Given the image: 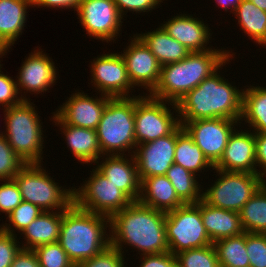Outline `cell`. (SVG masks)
Wrapping results in <instances>:
<instances>
[{"label": "cell", "mask_w": 266, "mask_h": 267, "mask_svg": "<svg viewBox=\"0 0 266 267\" xmlns=\"http://www.w3.org/2000/svg\"><path fill=\"white\" fill-rule=\"evenodd\" d=\"M5 55H6V50L2 46H0V58H2ZM0 64H1V60H0Z\"/></svg>", "instance_id": "50"}, {"label": "cell", "mask_w": 266, "mask_h": 267, "mask_svg": "<svg viewBox=\"0 0 266 267\" xmlns=\"http://www.w3.org/2000/svg\"><path fill=\"white\" fill-rule=\"evenodd\" d=\"M80 0H31L32 7H50V8H62L69 9L73 8L74 11L77 9Z\"/></svg>", "instance_id": "47"}, {"label": "cell", "mask_w": 266, "mask_h": 267, "mask_svg": "<svg viewBox=\"0 0 266 267\" xmlns=\"http://www.w3.org/2000/svg\"><path fill=\"white\" fill-rule=\"evenodd\" d=\"M256 146V173L266 177V133H254ZM257 166L261 169H257ZM263 169V170H262Z\"/></svg>", "instance_id": "45"}, {"label": "cell", "mask_w": 266, "mask_h": 267, "mask_svg": "<svg viewBox=\"0 0 266 267\" xmlns=\"http://www.w3.org/2000/svg\"><path fill=\"white\" fill-rule=\"evenodd\" d=\"M243 89L240 121L248 123L254 133H266V86H247Z\"/></svg>", "instance_id": "29"}, {"label": "cell", "mask_w": 266, "mask_h": 267, "mask_svg": "<svg viewBox=\"0 0 266 267\" xmlns=\"http://www.w3.org/2000/svg\"><path fill=\"white\" fill-rule=\"evenodd\" d=\"M106 155L104 160L95 164L96 169L104 175L109 182L117 186L132 201H138L141 193V180L135 156Z\"/></svg>", "instance_id": "20"}, {"label": "cell", "mask_w": 266, "mask_h": 267, "mask_svg": "<svg viewBox=\"0 0 266 267\" xmlns=\"http://www.w3.org/2000/svg\"><path fill=\"white\" fill-rule=\"evenodd\" d=\"M246 252L250 267H266V234L246 233Z\"/></svg>", "instance_id": "39"}, {"label": "cell", "mask_w": 266, "mask_h": 267, "mask_svg": "<svg viewBox=\"0 0 266 267\" xmlns=\"http://www.w3.org/2000/svg\"><path fill=\"white\" fill-rule=\"evenodd\" d=\"M136 35L146 44L161 66L185 59L191 52L160 27L152 32Z\"/></svg>", "instance_id": "27"}, {"label": "cell", "mask_w": 266, "mask_h": 267, "mask_svg": "<svg viewBox=\"0 0 266 267\" xmlns=\"http://www.w3.org/2000/svg\"><path fill=\"white\" fill-rule=\"evenodd\" d=\"M134 112L135 96L133 94L128 98H111L107 102L96 129L103 157L125 155L126 151L134 155L137 147Z\"/></svg>", "instance_id": "6"}, {"label": "cell", "mask_w": 266, "mask_h": 267, "mask_svg": "<svg viewBox=\"0 0 266 267\" xmlns=\"http://www.w3.org/2000/svg\"><path fill=\"white\" fill-rule=\"evenodd\" d=\"M124 259V254L119 249L109 245L98 255L78 263L76 267H126Z\"/></svg>", "instance_id": "38"}, {"label": "cell", "mask_w": 266, "mask_h": 267, "mask_svg": "<svg viewBox=\"0 0 266 267\" xmlns=\"http://www.w3.org/2000/svg\"><path fill=\"white\" fill-rule=\"evenodd\" d=\"M0 185V212L8 216L23 201L14 179L2 180Z\"/></svg>", "instance_id": "40"}, {"label": "cell", "mask_w": 266, "mask_h": 267, "mask_svg": "<svg viewBox=\"0 0 266 267\" xmlns=\"http://www.w3.org/2000/svg\"><path fill=\"white\" fill-rule=\"evenodd\" d=\"M215 1L219 4V6H221L220 8H222L226 12L229 9H231L230 13L231 12L234 13L235 9L241 2V0H215Z\"/></svg>", "instance_id": "48"}, {"label": "cell", "mask_w": 266, "mask_h": 267, "mask_svg": "<svg viewBox=\"0 0 266 267\" xmlns=\"http://www.w3.org/2000/svg\"><path fill=\"white\" fill-rule=\"evenodd\" d=\"M10 267H40L33 250L21 249Z\"/></svg>", "instance_id": "46"}, {"label": "cell", "mask_w": 266, "mask_h": 267, "mask_svg": "<svg viewBox=\"0 0 266 267\" xmlns=\"http://www.w3.org/2000/svg\"><path fill=\"white\" fill-rule=\"evenodd\" d=\"M246 233L266 234V182L239 211Z\"/></svg>", "instance_id": "31"}, {"label": "cell", "mask_w": 266, "mask_h": 267, "mask_svg": "<svg viewBox=\"0 0 266 267\" xmlns=\"http://www.w3.org/2000/svg\"><path fill=\"white\" fill-rule=\"evenodd\" d=\"M176 141L177 128L169 135L137 145L134 156L141 181L151 176L166 175L174 163Z\"/></svg>", "instance_id": "16"}, {"label": "cell", "mask_w": 266, "mask_h": 267, "mask_svg": "<svg viewBox=\"0 0 266 267\" xmlns=\"http://www.w3.org/2000/svg\"><path fill=\"white\" fill-rule=\"evenodd\" d=\"M90 172L91 175L84 184L73 189L74 203L79 208L111 217L133 202L96 168Z\"/></svg>", "instance_id": "11"}, {"label": "cell", "mask_w": 266, "mask_h": 267, "mask_svg": "<svg viewBox=\"0 0 266 267\" xmlns=\"http://www.w3.org/2000/svg\"><path fill=\"white\" fill-rule=\"evenodd\" d=\"M76 11L88 36L96 40L115 41L122 31L123 17L113 0H80Z\"/></svg>", "instance_id": "12"}, {"label": "cell", "mask_w": 266, "mask_h": 267, "mask_svg": "<svg viewBox=\"0 0 266 267\" xmlns=\"http://www.w3.org/2000/svg\"><path fill=\"white\" fill-rule=\"evenodd\" d=\"M177 267H220L214 244L175 254Z\"/></svg>", "instance_id": "34"}, {"label": "cell", "mask_w": 266, "mask_h": 267, "mask_svg": "<svg viewBox=\"0 0 266 267\" xmlns=\"http://www.w3.org/2000/svg\"><path fill=\"white\" fill-rule=\"evenodd\" d=\"M256 7L266 11V0H250Z\"/></svg>", "instance_id": "49"}, {"label": "cell", "mask_w": 266, "mask_h": 267, "mask_svg": "<svg viewBox=\"0 0 266 267\" xmlns=\"http://www.w3.org/2000/svg\"><path fill=\"white\" fill-rule=\"evenodd\" d=\"M165 221V212L133 201L110 217V245L123 254L127 244L141 255L169 252Z\"/></svg>", "instance_id": "1"}, {"label": "cell", "mask_w": 266, "mask_h": 267, "mask_svg": "<svg viewBox=\"0 0 266 267\" xmlns=\"http://www.w3.org/2000/svg\"><path fill=\"white\" fill-rule=\"evenodd\" d=\"M133 37L121 56L132 85L142 86L150 93L158 83L161 65L146 44L137 35Z\"/></svg>", "instance_id": "15"}, {"label": "cell", "mask_w": 266, "mask_h": 267, "mask_svg": "<svg viewBox=\"0 0 266 267\" xmlns=\"http://www.w3.org/2000/svg\"><path fill=\"white\" fill-rule=\"evenodd\" d=\"M117 6L120 15L125 16L128 11L135 13H144L152 11L159 7L163 0H113ZM159 4V5H158ZM127 12V13H126ZM125 14V15H124Z\"/></svg>", "instance_id": "43"}, {"label": "cell", "mask_w": 266, "mask_h": 267, "mask_svg": "<svg viewBox=\"0 0 266 267\" xmlns=\"http://www.w3.org/2000/svg\"><path fill=\"white\" fill-rule=\"evenodd\" d=\"M1 68L2 65L0 64V105L6 109L20 104L23 100H30L22 94L21 97H18L19 92L16 80L12 79V77H9L7 74H4Z\"/></svg>", "instance_id": "41"}, {"label": "cell", "mask_w": 266, "mask_h": 267, "mask_svg": "<svg viewBox=\"0 0 266 267\" xmlns=\"http://www.w3.org/2000/svg\"><path fill=\"white\" fill-rule=\"evenodd\" d=\"M174 163L194 174L196 173V176L202 170L214 169V166L204 156L202 150L194 143L193 138L181 124L177 127Z\"/></svg>", "instance_id": "28"}, {"label": "cell", "mask_w": 266, "mask_h": 267, "mask_svg": "<svg viewBox=\"0 0 266 267\" xmlns=\"http://www.w3.org/2000/svg\"><path fill=\"white\" fill-rule=\"evenodd\" d=\"M16 235L0 228V267H10L16 255L22 249Z\"/></svg>", "instance_id": "42"}, {"label": "cell", "mask_w": 266, "mask_h": 267, "mask_svg": "<svg viewBox=\"0 0 266 267\" xmlns=\"http://www.w3.org/2000/svg\"><path fill=\"white\" fill-rule=\"evenodd\" d=\"M33 105L30 100H23L18 105L4 109L6 132L3 131L2 134L23 162L41 164L44 148L43 123Z\"/></svg>", "instance_id": "5"}, {"label": "cell", "mask_w": 266, "mask_h": 267, "mask_svg": "<svg viewBox=\"0 0 266 267\" xmlns=\"http://www.w3.org/2000/svg\"><path fill=\"white\" fill-rule=\"evenodd\" d=\"M165 227L169 252L173 255L213 244L203 224L199 201L186 203L167 212Z\"/></svg>", "instance_id": "9"}, {"label": "cell", "mask_w": 266, "mask_h": 267, "mask_svg": "<svg viewBox=\"0 0 266 267\" xmlns=\"http://www.w3.org/2000/svg\"><path fill=\"white\" fill-rule=\"evenodd\" d=\"M55 125L60 126L66 136L67 147L76 159L83 164L96 163L102 157L96 130L76 127L62 123L54 114L51 118Z\"/></svg>", "instance_id": "22"}, {"label": "cell", "mask_w": 266, "mask_h": 267, "mask_svg": "<svg viewBox=\"0 0 266 267\" xmlns=\"http://www.w3.org/2000/svg\"><path fill=\"white\" fill-rule=\"evenodd\" d=\"M62 212L45 211L39 215L20 234L24 235L22 249L34 250L36 247L57 242L60 235Z\"/></svg>", "instance_id": "26"}, {"label": "cell", "mask_w": 266, "mask_h": 267, "mask_svg": "<svg viewBox=\"0 0 266 267\" xmlns=\"http://www.w3.org/2000/svg\"><path fill=\"white\" fill-rule=\"evenodd\" d=\"M230 53L232 51L218 48L205 52H191L179 62L161 66L158 83L148 95L155 99L177 103L205 78L233 60L231 59L233 54Z\"/></svg>", "instance_id": "3"}, {"label": "cell", "mask_w": 266, "mask_h": 267, "mask_svg": "<svg viewBox=\"0 0 266 267\" xmlns=\"http://www.w3.org/2000/svg\"><path fill=\"white\" fill-rule=\"evenodd\" d=\"M90 65L91 83L102 95L111 98L131 97L128 93H130V90H134L133 88L135 87L129 80L121 54H102V56L94 58Z\"/></svg>", "instance_id": "14"}, {"label": "cell", "mask_w": 266, "mask_h": 267, "mask_svg": "<svg viewBox=\"0 0 266 267\" xmlns=\"http://www.w3.org/2000/svg\"><path fill=\"white\" fill-rule=\"evenodd\" d=\"M219 72V73H218ZM243 89L232 86L220 71L205 78L197 87L187 92L176 106L171 107L180 115V121L225 118L241 120Z\"/></svg>", "instance_id": "2"}, {"label": "cell", "mask_w": 266, "mask_h": 267, "mask_svg": "<svg viewBox=\"0 0 266 267\" xmlns=\"http://www.w3.org/2000/svg\"><path fill=\"white\" fill-rule=\"evenodd\" d=\"M140 203L162 212H170L184 205L166 175L144 178L141 181Z\"/></svg>", "instance_id": "24"}, {"label": "cell", "mask_w": 266, "mask_h": 267, "mask_svg": "<svg viewBox=\"0 0 266 267\" xmlns=\"http://www.w3.org/2000/svg\"><path fill=\"white\" fill-rule=\"evenodd\" d=\"M233 14L245 35L257 45L266 47V11L256 7L250 0H241Z\"/></svg>", "instance_id": "30"}, {"label": "cell", "mask_w": 266, "mask_h": 267, "mask_svg": "<svg viewBox=\"0 0 266 267\" xmlns=\"http://www.w3.org/2000/svg\"><path fill=\"white\" fill-rule=\"evenodd\" d=\"M140 257L139 267H177L176 257L171 252L146 254Z\"/></svg>", "instance_id": "44"}, {"label": "cell", "mask_w": 266, "mask_h": 267, "mask_svg": "<svg viewBox=\"0 0 266 267\" xmlns=\"http://www.w3.org/2000/svg\"><path fill=\"white\" fill-rule=\"evenodd\" d=\"M70 96L53 114L62 123L96 130L111 97L101 94V97L99 95V98H93L80 91H75Z\"/></svg>", "instance_id": "17"}, {"label": "cell", "mask_w": 266, "mask_h": 267, "mask_svg": "<svg viewBox=\"0 0 266 267\" xmlns=\"http://www.w3.org/2000/svg\"><path fill=\"white\" fill-rule=\"evenodd\" d=\"M189 14H180L168 19L162 28L172 38L184 45L190 52H205L212 49L207 47L211 35L209 25Z\"/></svg>", "instance_id": "21"}, {"label": "cell", "mask_w": 266, "mask_h": 267, "mask_svg": "<svg viewBox=\"0 0 266 267\" xmlns=\"http://www.w3.org/2000/svg\"><path fill=\"white\" fill-rule=\"evenodd\" d=\"M246 131V132H245ZM214 169L229 172L256 173L255 135L247 131L234 128L220 160Z\"/></svg>", "instance_id": "18"}, {"label": "cell", "mask_w": 266, "mask_h": 267, "mask_svg": "<svg viewBox=\"0 0 266 267\" xmlns=\"http://www.w3.org/2000/svg\"><path fill=\"white\" fill-rule=\"evenodd\" d=\"M242 123L225 118L180 121V124L214 166L222 157L233 128Z\"/></svg>", "instance_id": "13"}, {"label": "cell", "mask_w": 266, "mask_h": 267, "mask_svg": "<svg viewBox=\"0 0 266 267\" xmlns=\"http://www.w3.org/2000/svg\"><path fill=\"white\" fill-rule=\"evenodd\" d=\"M199 209L212 243L244 232L239 212L210 206L202 199L199 200Z\"/></svg>", "instance_id": "23"}, {"label": "cell", "mask_w": 266, "mask_h": 267, "mask_svg": "<svg viewBox=\"0 0 266 267\" xmlns=\"http://www.w3.org/2000/svg\"><path fill=\"white\" fill-rule=\"evenodd\" d=\"M215 170L219 176L202 191V200L210 206L239 212L266 182L260 174Z\"/></svg>", "instance_id": "8"}, {"label": "cell", "mask_w": 266, "mask_h": 267, "mask_svg": "<svg viewBox=\"0 0 266 267\" xmlns=\"http://www.w3.org/2000/svg\"><path fill=\"white\" fill-rule=\"evenodd\" d=\"M108 227L110 217L81 209L73 202L62 211L58 242L76 266L110 245Z\"/></svg>", "instance_id": "4"}, {"label": "cell", "mask_w": 266, "mask_h": 267, "mask_svg": "<svg viewBox=\"0 0 266 267\" xmlns=\"http://www.w3.org/2000/svg\"><path fill=\"white\" fill-rule=\"evenodd\" d=\"M42 213L43 211L35 204L22 201L20 205H18L7 216L8 219L7 221L9 222V224L8 223H5V225L2 224L0 225V228L7 233L17 236V234H15L16 230H18V232L21 233L27 226H29V224L32 221H34Z\"/></svg>", "instance_id": "35"}, {"label": "cell", "mask_w": 266, "mask_h": 267, "mask_svg": "<svg viewBox=\"0 0 266 267\" xmlns=\"http://www.w3.org/2000/svg\"><path fill=\"white\" fill-rule=\"evenodd\" d=\"M220 267H250L246 252V232L213 243Z\"/></svg>", "instance_id": "32"}, {"label": "cell", "mask_w": 266, "mask_h": 267, "mask_svg": "<svg viewBox=\"0 0 266 267\" xmlns=\"http://www.w3.org/2000/svg\"><path fill=\"white\" fill-rule=\"evenodd\" d=\"M166 177L174 187L178 197L186 203H197L202 199V190L197 181L196 174L182 166L173 163L167 170Z\"/></svg>", "instance_id": "33"}, {"label": "cell", "mask_w": 266, "mask_h": 267, "mask_svg": "<svg viewBox=\"0 0 266 267\" xmlns=\"http://www.w3.org/2000/svg\"><path fill=\"white\" fill-rule=\"evenodd\" d=\"M41 165L26 164L13 178L22 200L35 204L43 212H62L74 202V187L64 189L59 186Z\"/></svg>", "instance_id": "7"}, {"label": "cell", "mask_w": 266, "mask_h": 267, "mask_svg": "<svg viewBox=\"0 0 266 267\" xmlns=\"http://www.w3.org/2000/svg\"><path fill=\"white\" fill-rule=\"evenodd\" d=\"M33 251L40 267H76L58 241L38 246Z\"/></svg>", "instance_id": "36"}, {"label": "cell", "mask_w": 266, "mask_h": 267, "mask_svg": "<svg viewBox=\"0 0 266 267\" xmlns=\"http://www.w3.org/2000/svg\"><path fill=\"white\" fill-rule=\"evenodd\" d=\"M29 7L31 0H0V46L6 53L22 35Z\"/></svg>", "instance_id": "25"}, {"label": "cell", "mask_w": 266, "mask_h": 267, "mask_svg": "<svg viewBox=\"0 0 266 267\" xmlns=\"http://www.w3.org/2000/svg\"><path fill=\"white\" fill-rule=\"evenodd\" d=\"M54 64L47 53L39 49L31 52L20 67L16 80L19 96L22 90L30 94H42L49 90L56 83L58 75Z\"/></svg>", "instance_id": "19"}, {"label": "cell", "mask_w": 266, "mask_h": 267, "mask_svg": "<svg viewBox=\"0 0 266 267\" xmlns=\"http://www.w3.org/2000/svg\"><path fill=\"white\" fill-rule=\"evenodd\" d=\"M25 165L0 131V181L13 179Z\"/></svg>", "instance_id": "37"}, {"label": "cell", "mask_w": 266, "mask_h": 267, "mask_svg": "<svg viewBox=\"0 0 266 267\" xmlns=\"http://www.w3.org/2000/svg\"><path fill=\"white\" fill-rule=\"evenodd\" d=\"M176 103L155 99L149 95L135 96V141L147 143L171 134L179 125V117L173 116Z\"/></svg>", "instance_id": "10"}]
</instances>
